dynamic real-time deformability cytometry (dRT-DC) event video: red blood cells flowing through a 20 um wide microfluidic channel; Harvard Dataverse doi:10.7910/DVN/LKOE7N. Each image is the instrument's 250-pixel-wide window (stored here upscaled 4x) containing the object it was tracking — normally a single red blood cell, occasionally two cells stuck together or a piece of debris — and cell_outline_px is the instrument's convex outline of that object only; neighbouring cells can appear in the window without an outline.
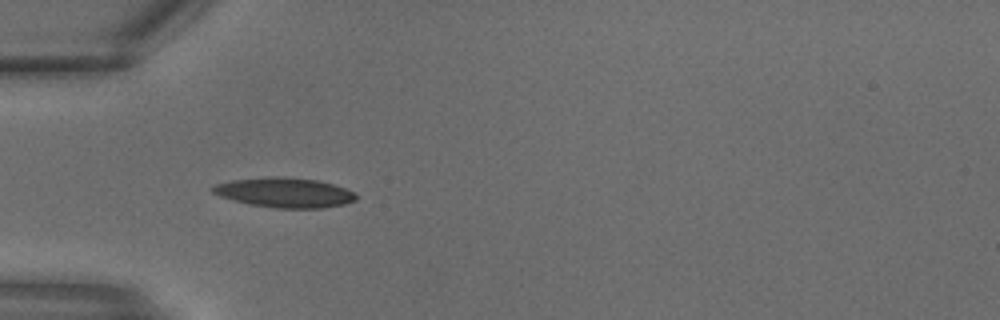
{"species": "common noctule bat (a hibernating species)", "species_latin": "Nyctalus noctula", "temperature_condition": "warm", "stored_images_in_passage": 14, "camera_frame_rate_fps": 3000, "um_per_image_px": 0.085, "animal": {"sex": "male", "body_mass_g": 18.8}, "frame": {"image": 1, "passage_image": 5, "time_ms": 1.333, "image_size_px": [1000, 320], "cell_outline_px": [[356, 200], [344, 204], [320, 208], [276, 208], [248, 204], [220, 196], [212, 192], [208, 188], [216, 184], [232, 180], [276, 176], [288, 176], [316, 180], [332, 184], [356, 192]], "centroid_in_image_um": [24.18, 16.36], "position_along_channel_um": 60.8, "area_um2": 24.91}}
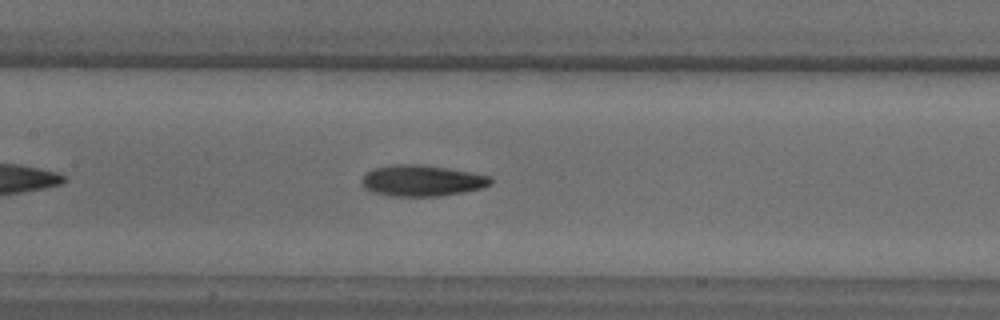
{"frame": {"image": 2, "passage_image": 10, "time_ms": 3.0, "image_size_px": [1000, 320], "cell_outline_px": [[492, 184], [484, 188], [464, 192], [440, 196], [388, 196], [372, 192], [364, 188], [360, 180], [368, 172], [376, 168], [392, 164], [424, 164], [448, 168], [492, 176]], "centroid_in_image_um": [35.89, 15.36], "position_along_channel_um": 171.5, "area_um2": 23.64}}